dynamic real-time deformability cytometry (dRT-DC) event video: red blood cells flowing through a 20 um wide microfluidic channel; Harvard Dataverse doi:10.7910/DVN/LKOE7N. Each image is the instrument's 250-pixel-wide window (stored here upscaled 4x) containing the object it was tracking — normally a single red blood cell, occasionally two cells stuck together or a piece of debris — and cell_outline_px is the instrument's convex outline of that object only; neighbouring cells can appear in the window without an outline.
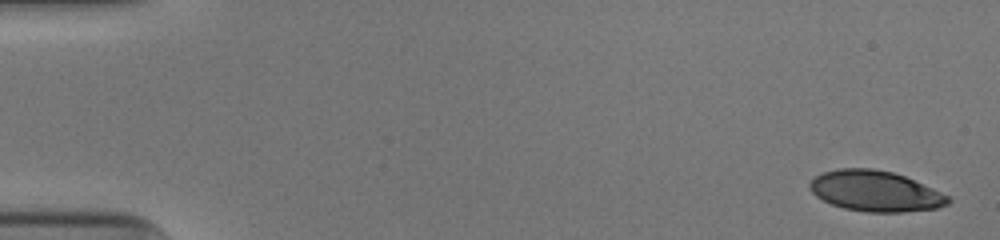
{"species": "human", "species_latin": "Homo sapiens", "temperature_condition": "cold", "stored_images_in_passage": 51, "camera_frame_rate_fps": 3000, "um_per_image_px": 0.085, "donor": {"sex": "male"}, "frame": {"image": 1, "passage_image": 1, "time_ms": 0.0, "image_size_px": [1000, 240], "cell_outline_px": [[952, 200], [948, 204], [936, 208], [904, 212], [868, 212], [844, 208], [832, 204], [816, 196], [808, 188], [808, 184], [816, 176], [824, 172], [836, 168], [872, 168], [892, 172], [904, 176], [932, 188], [948, 196]], "centroid_in_image_um": [74.38, 16.24], "position_along_channel_um": 10.6, "area_um2": 32.6}}
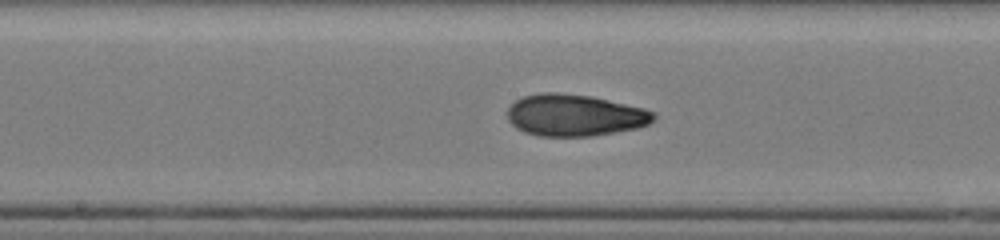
{"frame": {"image": 2, "passage_image": 27, "time_ms": 8.667, "image_size_px": [1000, 240], "cell_outline_px": [[656, 116], [648, 124], [636, 128], [592, 136], [540, 136], [524, 132], [516, 128], [508, 120], [508, 108], [516, 100], [524, 96], [540, 92], [556, 92], [592, 96], [644, 108], [656, 112]], "centroid_in_image_um": [48.84, 9.79], "position_along_channel_um": 199.4, "area_um2": 35.6}}
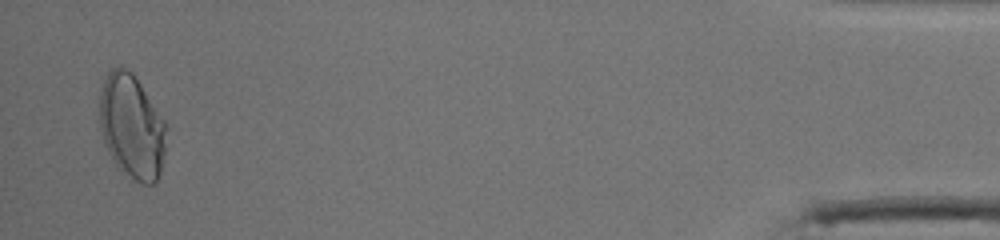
{"frame": {"image": 3, "passage_image": 50, "time_ms": 16.333, "image_size_px": [1000, 240], "cell_outline_px": [[168, 128], [164, 152], [160, 172], [156, 184], [144, 184], [128, 180], [116, 168], [104, 144], [100, 128], [100, 96], [104, 80], [108, 72], [112, 68], [128, 68], [132, 72], [168, 124]], "centroid_in_image_um": [11.21, 10.83], "position_along_channel_um": 424.0, "area_um2": 41.27}, "authors_computed_cell_mechanics": {"area_um2": 34.8534, "velocity_mm_per_s": 3.9504, "shape_relaxation_time_tau1_ms": 6.991, "shape_relaxation_time_tau2_ms": 2.0853, "deformation_change_tau1": 0.2106, "deformation_change_tau2": 0.0683}}